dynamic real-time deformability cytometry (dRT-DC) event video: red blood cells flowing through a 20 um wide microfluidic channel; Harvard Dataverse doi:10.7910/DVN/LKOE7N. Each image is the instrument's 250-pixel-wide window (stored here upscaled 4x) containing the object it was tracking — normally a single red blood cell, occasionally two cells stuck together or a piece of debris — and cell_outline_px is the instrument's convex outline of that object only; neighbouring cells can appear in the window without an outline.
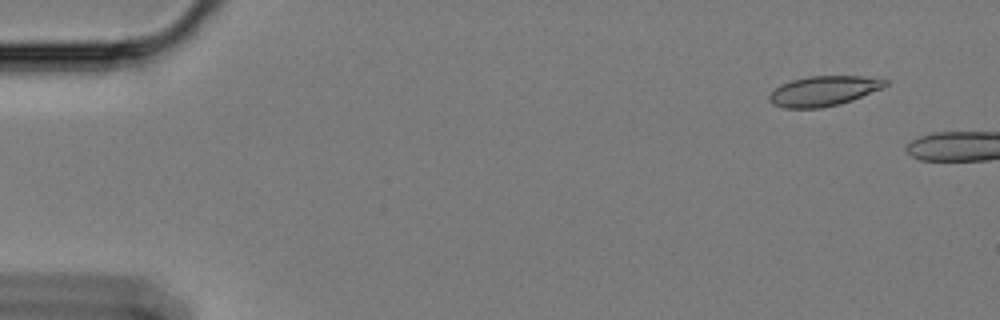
{"species": "Egyptian fruit bat (a non-hibernating species)", "species_latin": "Rousettus aegyptiacus", "temperature_condition": "cold", "stored_images_in_passage": 10, "camera_frame_rate_fps": 3000, "um_per_image_px": 0.085, "animal": {"sex": "female"}, "frame": {"image": 1, "passage_image": 2, "time_ms": 0.333, "image_size_px": [1000, 320], "cell_outline_px": [[888, 84], [884, 88], [852, 100], [840, 104], [820, 108], [784, 108], [772, 104], [768, 100], [768, 96], [780, 84], [792, 80], [808, 76], [860, 76], [888, 80]], "centroid_in_image_um": [70.0, 7.74], "position_along_channel_um": 15.0, "area_um2": 20.35}}